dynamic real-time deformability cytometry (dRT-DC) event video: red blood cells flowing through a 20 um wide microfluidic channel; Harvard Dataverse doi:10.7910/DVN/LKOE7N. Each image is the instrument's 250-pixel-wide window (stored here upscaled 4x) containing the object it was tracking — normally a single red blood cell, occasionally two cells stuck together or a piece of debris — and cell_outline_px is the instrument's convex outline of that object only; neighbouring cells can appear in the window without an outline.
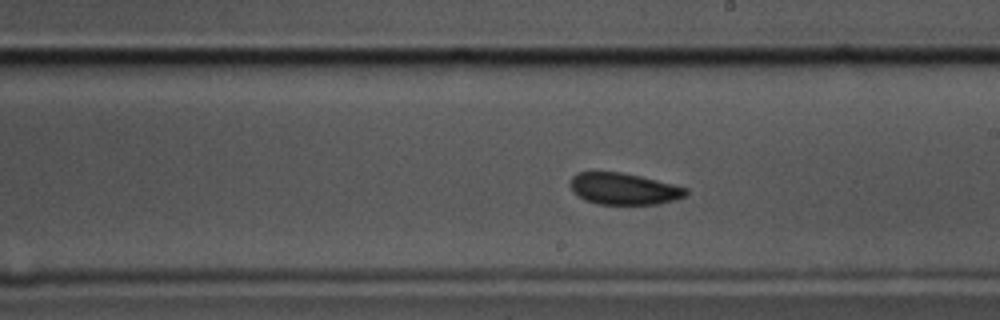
{"species": "common noctule bat (a hibernating species)", "species_latin": "Nyctalus noctula", "temperature_condition": "cold", "stored_images_in_passage": 54, "camera_frame_rate_fps": 3000, "um_per_image_px": 0.085, "animal": {"sex": "male", "body_mass_g": 17.5, "forearm_length_mm": 52.3}, "frame": {"image": 1, "passage_image": 29, "time_ms": 9.333, "image_size_px": [1000, 320], "cell_outline_px": [[688, 192], [684, 196], [676, 200], [660, 204], [596, 204], [584, 200], [568, 184], [572, 176], [580, 172], [620, 172], [640, 176], [688, 188]], "centroid_in_image_um": [53.03, 16.05], "position_along_channel_um": 236.0, "area_um2": 21.21}}
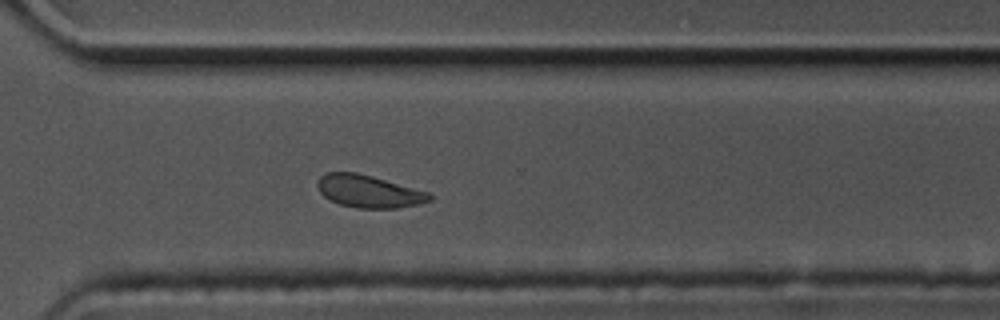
{"frame": {"image": 2, "passage_image": 38, "time_ms": 12.333, "image_size_px": [1000, 320], "cell_outline_px": [[432, 200], [416, 204], [396, 208], [360, 208], [340, 204], [324, 196], [320, 192], [316, 184], [320, 176], [324, 172], [356, 172], [372, 176], [432, 192]], "centroid_in_image_um": [31.36, 16.25], "position_along_channel_um": 339.2, "area_um2": 21.27}}
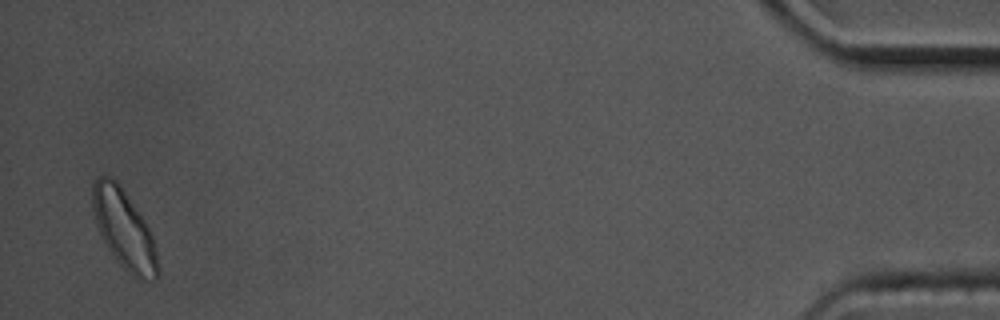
{"frame": {"image": 3, "passage_image": 53, "time_ms": 17.333, "image_size_px": [1000, 320], "cell_outline_px": [[160, 272], [156, 280], [136, 280], [112, 256], [100, 236], [96, 224], [92, 208], [92, 184], [96, 176], [112, 176], [120, 184], [144, 220], [152, 236], [156, 248], [160, 268]], "centroid_in_image_um": [10.54, 19.51], "position_along_channel_um": 424.7, "area_um2": 30.52}, "authors_computed_cell_mechanics": {"area_um2": 22.0507, "velocity_mm_per_s": 3.4368, "shape_relaxation_time_tau1_ms": 5.2669, "shape_relaxation_time_tau2_ms": 7.5704, "deformation_change_tau1": 0.0924, "deformation_change_tau2": 0.0824}}